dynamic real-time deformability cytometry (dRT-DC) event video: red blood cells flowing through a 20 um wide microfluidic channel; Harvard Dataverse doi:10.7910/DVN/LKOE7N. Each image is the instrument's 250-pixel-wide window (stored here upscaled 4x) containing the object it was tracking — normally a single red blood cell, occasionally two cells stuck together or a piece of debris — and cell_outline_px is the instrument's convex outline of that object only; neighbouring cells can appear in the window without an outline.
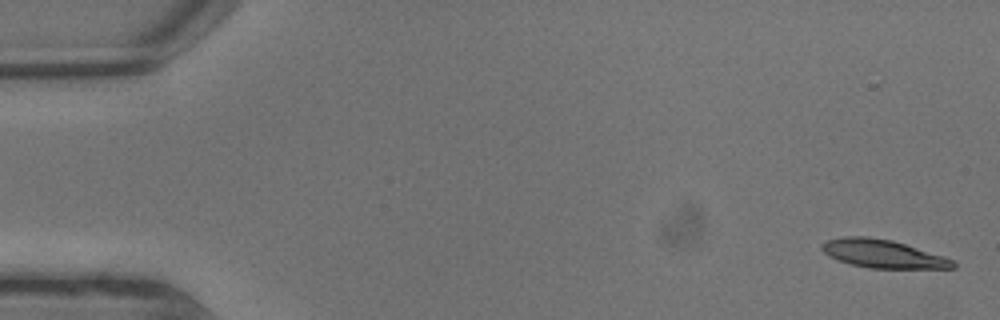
{"species": "common noctule bat (a hibernating species)", "species_latin": "Nyctalus noctula", "temperature_condition": "warm", "stored_images_in_passage": 7, "segment_of_instrument_passage": [1, 2], "camera_frame_rate_fps": 3000, "um_per_image_px": 0.085, "animal": {"sex": "male", "body_mass_g": 13.3}, "frame": {"image": 1, "passage_image": 1, "time_ms": 0.0, "image_size_px": [1000, 320], "cell_outline_px": [[956, 268], [868, 268], [852, 264], [828, 256], [820, 248], [820, 244], [828, 240], [844, 236], [868, 236], [892, 240], [952, 260], [956, 264]], "centroid_in_image_um": [74.97, 21.56], "position_along_channel_um": 10.0, "area_um2": 21.15}}
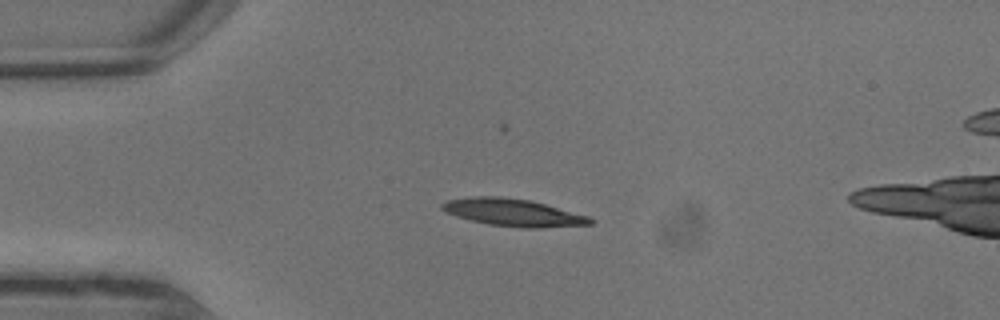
{"frame": {"image": 2, "passage_image": 5, "time_ms": 1.333, "image_size_px": [1000, 320], "cell_outline_px": [[596, 220], [592, 224], [536, 228], [524, 228], [488, 224], [456, 216], [440, 208], [440, 204], [448, 200], [472, 196], [500, 196], [528, 200], [544, 204], [588, 216]], "centroid_in_image_um": [43.61, 18.06], "position_along_channel_um": 41.4, "area_um2": 23.35}}